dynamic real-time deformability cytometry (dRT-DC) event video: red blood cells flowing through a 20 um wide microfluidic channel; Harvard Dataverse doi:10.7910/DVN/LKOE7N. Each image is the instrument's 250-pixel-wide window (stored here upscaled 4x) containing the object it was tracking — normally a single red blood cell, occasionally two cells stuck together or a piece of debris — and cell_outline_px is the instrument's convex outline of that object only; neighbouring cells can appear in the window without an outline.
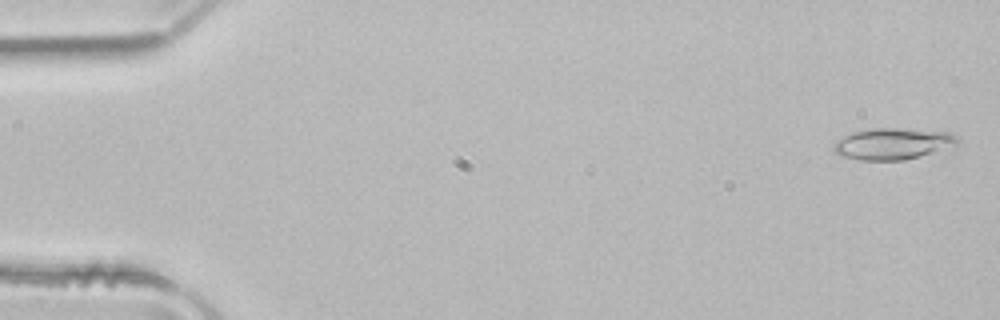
{"species": "common noctule bat (a hibernating species)", "species_latin": "Nyctalus noctula", "temperature_condition": "room temperature", "stored_images_in_passage": 51, "camera_frame_rate_fps": 3000, "um_per_image_px": 0.085, "animal": {"sex": "male", "body_mass_g": 21.5, "forearm_length_mm": 52.0}, "frame": {"image": 1, "passage_image": 2, "time_ms": 0.333, "image_size_px": [1000, 320], "cell_outline_px": [[960, 140], [956, 144], [920, 156], [904, 160], [860, 160], [840, 156], [832, 148], [832, 144], [836, 140], [852, 132], [868, 128], [900, 128], [952, 132]], "centroid_in_image_um": [75.84, 12.2], "position_along_channel_um": 9.2, "area_um2": 22.72}}
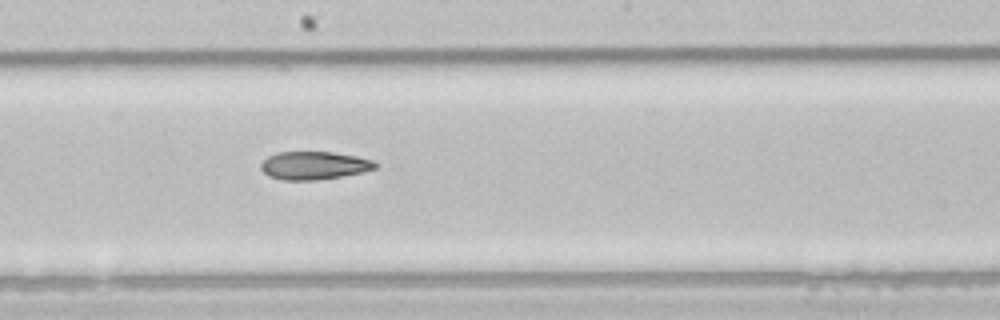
{"frame": {"image": 2, "passage_image": 28, "time_ms": 9.0, "image_size_px": [1000, 320], "cell_outline_px": [[380, 164], [376, 168], [364, 172], [316, 180], [284, 180], [268, 176], [260, 168], [260, 164], [268, 156], [276, 152], [332, 152], [356, 156], [372, 160]], "centroid_in_image_um": [26.7, 14.06], "position_along_channel_um": 221.5, "area_um2": 18.73}}
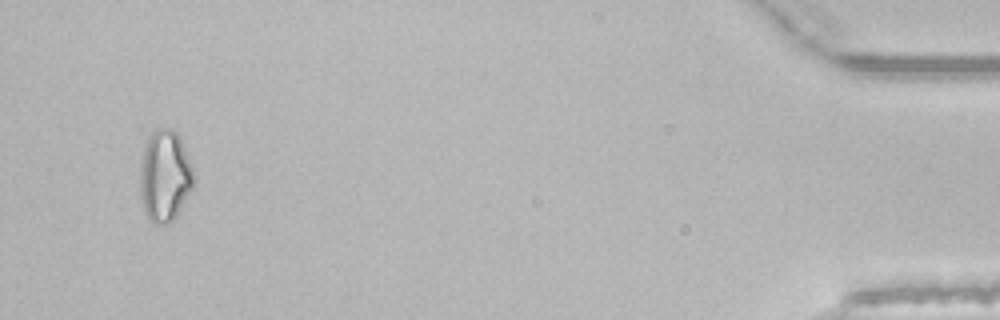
{"frame": {"image": 3, "passage_image": 49, "time_ms": 16.0, "image_size_px": [1000, 320], "cell_outline_px": [[196, 180], [192, 188], [176, 216], [168, 224], [156, 224], [144, 212], [140, 200], [140, 168], [144, 144], [148, 136], [152, 132], [160, 128], [172, 128], [176, 132], [192, 164]], "centroid_in_image_um": [14.0, 14.95], "position_along_channel_um": 421.2, "area_um2": 28.78}, "authors_computed_cell_mechanics": {"area_um2": 20.6346, "velocity_mm_per_s": 4.0203, "shape_relaxation_time_tau1_ms": null, "shape_relaxation_time_tau2_ms": 3.4359, "deformation_change_tau1": null, "deformation_change_tau2": 0.1222}}